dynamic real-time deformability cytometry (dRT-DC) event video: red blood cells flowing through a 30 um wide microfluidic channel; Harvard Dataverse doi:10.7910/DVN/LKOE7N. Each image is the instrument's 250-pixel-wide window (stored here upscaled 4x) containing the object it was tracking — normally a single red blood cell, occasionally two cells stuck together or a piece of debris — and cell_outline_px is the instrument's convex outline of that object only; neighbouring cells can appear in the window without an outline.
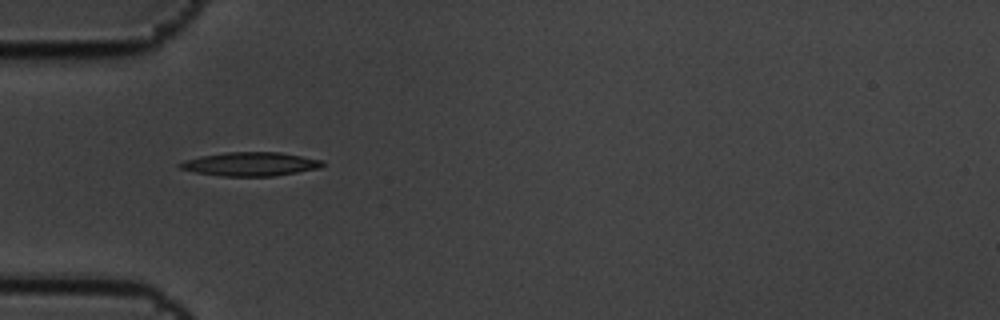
{"species": "common noctule bat (a hibernating species)", "species_latin": "Nyctalus noctula", "temperature_condition": "cold", "stored_images_in_passage": 2, "camera_frame_rate_fps": 3000, "um_per_image_px": 0.085, "animal": {"sex": "male", "body_mass_g": 19.5, "forearm_length_mm": 54.6}, "frame": {"image": 1, "passage_image": 1, "time_ms": 0.0, "image_size_px": [1000, 320], "cell_outline_px": [[324, 164], [320, 168], [272, 176], [220, 176], [196, 172], [180, 168], [176, 164], [184, 160], [200, 156], [224, 152], [280, 152], [324, 160]], "centroid_in_image_um": [21.27, 13.94], "position_along_channel_um": 63.7, "area_um2": 19.77}}
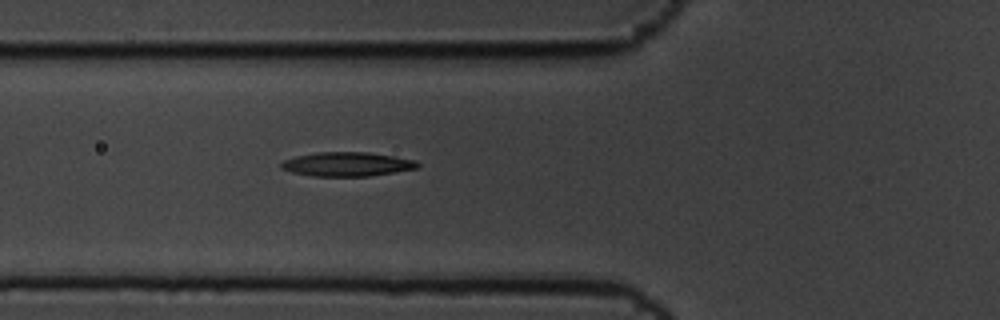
{"frame": {"image": 2, "passage_image": 2, "time_ms": 0.333, "image_size_px": [1000, 320], "cell_outline_px": [[420, 168], [396, 172], [368, 176], [312, 176], [292, 172], [280, 168], [280, 164], [284, 160], [296, 156], [316, 152], [368, 152], [396, 156], [416, 160], [420, 164]], "centroid_in_image_um": [29.54, 13.95], "position_along_channel_um": 96.3, "area_um2": 19.36}}